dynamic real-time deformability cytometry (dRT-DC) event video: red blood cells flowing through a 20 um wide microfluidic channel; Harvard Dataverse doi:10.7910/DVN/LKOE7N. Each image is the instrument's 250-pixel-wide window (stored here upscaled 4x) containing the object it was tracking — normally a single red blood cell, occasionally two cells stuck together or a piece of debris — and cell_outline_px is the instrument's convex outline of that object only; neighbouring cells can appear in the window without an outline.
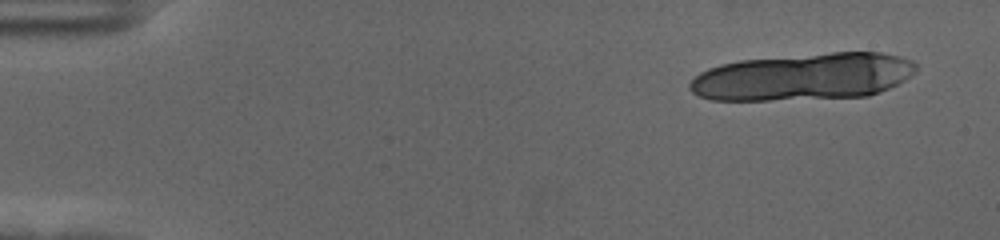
{"species": "human", "species_latin": "Homo sapiens", "temperature_condition": "cold", "stored_images_in_passage": 20, "camera_frame_rate_fps": 3000, "um_per_image_px": 0.085, "donor": {"sex": "female"}, "frame": {"image": 1, "passage_image": 4, "time_ms": 1.0, "image_size_px": [1000, 240], "cell_outline_px": [[916, 72], [904, 80], [880, 92], [868, 96], [768, 100], [712, 100], [700, 96], [692, 92], [688, 88], [688, 84], [700, 72], [708, 68], [720, 64], [740, 60], [832, 52], [880, 52], [900, 56], [912, 60], [916, 64]], "centroid_in_image_um": [68.28, 6.52], "position_along_channel_um": 16.7, "area_um2": 62.08}}